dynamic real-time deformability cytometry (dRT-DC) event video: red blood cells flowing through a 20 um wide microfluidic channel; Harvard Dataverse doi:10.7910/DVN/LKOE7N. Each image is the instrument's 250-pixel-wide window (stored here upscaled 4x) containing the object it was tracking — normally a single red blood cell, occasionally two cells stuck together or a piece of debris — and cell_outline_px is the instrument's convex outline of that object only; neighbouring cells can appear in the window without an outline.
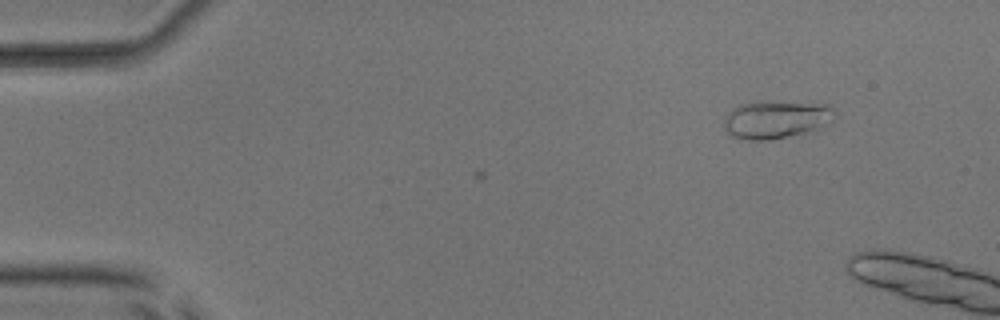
{"species": "common noctule bat (a hibernating species)", "species_latin": "Nyctalus noctula", "temperature_condition": "room temperature", "stored_images_in_passage": 2, "camera_frame_rate_fps": 3000, "um_per_image_px": 0.085, "animal": {"sex": "male", "body_mass_g": 17.9, "forearm_length_mm": 54.2}, "frame": {"image": 1, "passage_image": 2, "time_ms": 0.333, "image_size_px": [1000, 320], "cell_outline_px": [[832, 120], [816, 132], [768, 140], [744, 140], [732, 136], [724, 128], [724, 120], [728, 112], [732, 108], [740, 104], [828, 104], [832, 108]], "centroid_in_image_um": [65.96, 10.23], "position_along_channel_um": 19.0, "area_um2": 23.76}}